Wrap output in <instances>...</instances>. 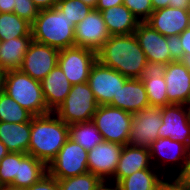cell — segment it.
Returning <instances> with one entry per match:
<instances>
[{
	"mask_svg": "<svg viewBox=\"0 0 190 190\" xmlns=\"http://www.w3.org/2000/svg\"><path fill=\"white\" fill-rule=\"evenodd\" d=\"M151 166L149 149L124 145L116 171L111 179H114L115 183H119L134 172L150 168Z\"/></svg>",
	"mask_w": 190,
	"mask_h": 190,
	"instance_id": "cell-20",
	"label": "cell"
},
{
	"mask_svg": "<svg viewBox=\"0 0 190 190\" xmlns=\"http://www.w3.org/2000/svg\"><path fill=\"white\" fill-rule=\"evenodd\" d=\"M123 4V0H98L95 7L98 11L109 9L110 7L119 6Z\"/></svg>",
	"mask_w": 190,
	"mask_h": 190,
	"instance_id": "cell-41",
	"label": "cell"
},
{
	"mask_svg": "<svg viewBox=\"0 0 190 190\" xmlns=\"http://www.w3.org/2000/svg\"><path fill=\"white\" fill-rule=\"evenodd\" d=\"M107 185H108L107 180H102L101 183L96 187L95 190H121L118 183H115L114 187L107 186Z\"/></svg>",
	"mask_w": 190,
	"mask_h": 190,
	"instance_id": "cell-45",
	"label": "cell"
},
{
	"mask_svg": "<svg viewBox=\"0 0 190 190\" xmlns=\"http://www.w3.org/2000/svg\"><path fill=\"white\" fill-rule=\"evenodd\" d=\"M56 7L63 12L70 21L77 25L93 9L82 0H59Z\"/></svg>",
	"mask_w": 190,
	"mask_h": 190,
	"instance_id": "cell-33",
	"label": "cell"
},
{
	"mask_svg": "<svg viewBox=\"0 0 190 190\" xmlns=\"http://www.w3.org/2000/svg\"><path fill=\"white\" fill-rule=\"evenodd\" d=\"M165 67L166 65L163 63L147 62L144 75L141 77L150 106L165 107L170 105L166 93V82L163 77Z\"/></svg>",
	"mask_w": 190,
	"mask_h": 190,
	"instance_id": "cell-21",
	"label": "cell"
},
{
	"mask_svg": "<svg viewBox=\"0 0 190 190\" xmlns=\"http://www.w3.org/2000/svg\"><path fill=\"white\" fill-rule=\"evenodd\" d=\"M69 138L87 151L103 142V136L92 121L69 125Z\"/></svg>",
	"mask_w": 190,
	"mask_h": 190,
	"instance_id": "cell-29",
	"label": "cell"
},
{
	"mask_svg": "<svg viewBox=\"0 0 190 190\" xmlns=\"http://www.w3.org/2000/svg\"><path fill=\"white\" fill-rule=\"evenodd\" d=\"M164 79L170 104L190 103V68L182 61H172L165 67Z\"/></svg>",
	"mask_w": 190,
	"mask_h": 190,
	"instance_id": "cell-15",
	"label": "cell"
},
{
	"mask_svg": "<svg viewBox=\"0 0 190 190\" xmlns=\"http://www.w3.org/2000/svg\"><path fill=\"white\" fill-rule=\"evenodd\" d=\"M179 39L182 43L184 55H190V26L179 35Z\"/></svg>",
	"mask_w": 190,
	"mask_h": 190,
	"instance_id": "cell-40",
	"label": "cell"
},
{
	"mask_svg": "<svg viewBox=\"0 0 190 190\" xmlns=\"http://www.w3.org/2000/svg\"><path fill=\"white\" fill-rule=\"evenodd\" d=\"M47 173L48 168L43 161L27 154L19 162L18 176L15 177L10 187L16 189L29 188Z\"/></svg>",
	"mask_w": 190,
	"mask_h": 190,
	"instance_id": "cell-26",
	"label": "cell"
},
{
	"mask_svg": "<svg viewBox=\"0 0 190 190\" xmlns=\"http://www.w3.org/2000/svg\"><path fill=\"white\" fill-rule=\"evenodd\" d=\"M47 168L48 173L56 179H66L87 173L89 172L88 151L68 138Z\"/></svg>",
	"mask_w": 190,
	"mask_h": 190,
	"instance_id": "cell-7",
	"label": "cell"
},
{
	"mask_svg": "<svg viewBox=\"0 0 190 190\" xmlns=\"http://www.w3.org/2000/svg\"><path fill=\"white\" fill-rule=\"evenodd\" d=\"M0 190H25V189H16V188H12V187H5Z\"/></svg>",
	"mask_w": 190,
	"mask_h": 190,
	"instance_id": "cell-50",
	"label": "cell"
},
{
	"mask_svg": "<svg viewBox=\"0 0 190 190\" xmlns=\"http://www.w3.org/2000/svg\"><path fill=\"white\" fill-rule=\"evenodd\" d=\"M75 26L56 6L39 10L38 16L31 24L32 39L58 50L73 47Z\"/></svg>",
	"mask_w": 190,
	"mask_h": 190,
	"instance_id": "cell-3",
	"label": "cell"
},
{
	"mask_svg": "<svg viewBox=\"0 0 190 190\" xmlns=\"http://www.w3.org/2000/svg\"><path fill=\"white\" fill-rule=\"evenodd\" d=\"M134 35L146 55L147 62L167 65L173 61L167 46V37L154 30L148 23L140 22Z\"/></svg>",
	"mask_w": 190,
	"mask_h": 190,
	"instance_id": "cell-17",
	"label": "cell"
},
{
	"mask_svg": "<svg viewBox=\"0 0 190 190\" xmlns=\"http://www.w3.org/2000/svg\"><path fill=\"white\" fill-rule=\"evenodd\" d=\"M178 178L181 179L183 182L190 184V149H188L185 169Z\"/></svg>",
	"mask_w": 190,
	"mask_h": 190,
	"instance_id": "cell-43",
	"label": "cell"
},
{
	"mask_svg": "<svg viewBox=\"0 0 190 190\" xmlns=\"http://www.w3.org/2000/svg\"><path fill=\"white\" fill-rule=\"evenodd\" d=\"M14 4L13 13L20 18L27 20L31 24L35 21L39 9L35 6L32 0H17Z\"/></svg>",
	"mask_w": 190,
	"mask_h": 190,
	"instance_id": "cell-35",
	"label": "cell"
},
{
	"mask_svg": "<svg viewBox=\"0 0 190 190\" xmlns=\"http://www.w3.org/2000/svg\"><path fill=\"white\" fill-rule=\"evenodd\" d=\"M75 46L97 52L111 36L107 30L102 14L96 9L80 21L74 30Z\"/></svg>",
	"mask_w": 190,
	"mask_h": 190,
	"instance_id": "cell-13",
	"label": "cell"
},
{
	"mask_svg": "<svg viewBox=\"0 0 190 190\" xmlns=\"http://www.w3.org/2000/svg\"><path fill=\"white\" fill-rule=\"evenodd\" d=\"M159 190H190V184L183 182L177 177H173L172 182L164 180Z\"/></svg>",
	"mask_w": 190,
	"mask_h": 190,
	"instance_id": "cell-39",
	"label": "cell"
},
{
	"mask_svg": "<svg viewBox=\"0 0 190 190\" xmlns=\"http://www.w3.org/2000/svg\"><path fill=\"white\" fill-rule=\"evenodd\" d=\"M41 85L46 106L51 112L62 104L72 87L58 64L41 80Z\"/></svg>",
	"mask_w": 190,
	"mask_h": 190,
	"instance_id": "cell-22",
	"label": "cell"
},
{
	"mask_svg": "<svg viewBox=\"0 0 190 190\" xmlns=\"http://www.w3.org/2000/svg\"><path fill=\"white\" fill-rule=\"evenodd\" d=\"M133 114L110 105H98L92 122L104 141L127 145Z\"/></svg>",
	"mask_w": 190,
	"mask_h": 190,
	"instance_id": "cell-6",
	"label": "cell"
},
{
	"mask_svg": "<svg viewBox=\"0 0 190 190\" xmlns=\"http://www.w3.org/2000/svg\"><path fill=\"white\" fill-rule=\"evenodd\" d=\"M123 4L133 13L139 22H146L153 12L151 0H123Z\"/></svg>",
	"mask_w": 190,
	"mask_h": 190,
	"instance_id": "cell-34",
	"label": "cell"
},
{
	"mask_svg": "<svg viewBox=\"0 0 190 190\" xmlns=\"http://www.w3.org/2000/svg\"><path fill=\"white\" fill-rule=\"evenodd\" d=\"M167 46L170 50V57L173 61H182L184 57V51L182 43L179 39V35H173L167 37Z\"/></svg>",
	"mask_w": 190,
	"mask_h": 190,
	"instance_id": "cell-36",
	"label": "cell"
},
{
	"mask_svg": "<svg viewBox=\"0 0 190 190\" xmlns=\"http://www.w3.org/2000/svg\"><path fill=\"white\" fill-rule=\"evenodd\" d=\"M32 40V36H23L2 41L0 47V67L5 71L20 69Z\"/></svg>",
	"mask_w": 190,
	"mask_h": 190,
	"instance_id": "cell-25",
	"label": "cell"
},
{
	"mask_svg": "<svg viewBox=\"0 0 190 190\" xmlns=\"http://www.w3.org/2000/svg\"><path fill=\"white\" fill-rule=\"evenodd\" d=\"M98 104L88 83L72 85L62 104L53 112L67 125L92 121Z\"/></svg>",
	"mask_w": 190,
	"mask_h": 190,
	"instance_id": "cell-5",
	"label": "cell"
},
{
	"mask_svg": "<svg viewBox=\"0 0 190 190\" xmlns=\"http://www.w3.org/2000/svg\"><path fill=\"white\" fill-rule=\"evenodd\" d=\"M146 23L165 37L180 35L190 26V10L169 6L160 8L151 13Z\"/></svg>",
	"mask_w": 190,
	"mask_h": 190,
	"instance_id": "cell-18",
	"label": "cell"
},
{
	"mask_svg": "<svg viewBox=\"0 0 190 190\" xmlns=\"http://www.w3.org/2000/svg\"><path fill=\"white\" fill-rule=\"evenodd\" d=\"M6 71L0 67V93L4 91V79Z\"/></svg>",
	"mask_w": 190,
	"mask_h": 190,
	"instance_id": "cell-46",
	"label": "cell"
},
{
	"mask_svg": "<svg viewBox=\"0 0 190 190\" xmlns=\"http://www.w3.org/2000/svg\"><path fill=\"white\" fill-rule=\"evenodd\" d=\"M182 62L190 68V55H184Z\"/></svg>",
	"mask_w": 190,
	"mask_h": 190,
	"instance_id": "cell-49",
	"label": "cell"
},
{
	"mask_svg": "<svg viewBox=\"0 0 190 190\" xmlns=\"http://www.w3.org/2000/svg\"><path fill=\"white\" fill-rule=\"evenodd\" d=\"M34 115L27 109L22 108L14 99L4 91L0 93V121L25 123L32 120Z\"/></svg>",
	"mask_w": 190,
	"mask_h": 190,
	"instance_id": "cell-30",
	"label": "cell"
},
{
	"mask_svg": "<svg viewBox=\"0 0 190 190\" xmlns=\"http://www.w3.org/2000/svg\"><path fill=\"white\" fill-rule=\"evenodd\" d=\"M151 163H156L157 159H161V163L166 166L170 163L172 170L177 169L176 173H171L173 177H179L185 169L188 155V148L178 142L174 141L171 138L163 137L157 138L152 142L151 147L149 148ZM176 175V176H175Z\"/></svg>",
	"mask_w": 190,
	"mask_h": 190,
	"instance_id": "cell-16",
	"label": "cell"
},
{
	"mask_svg": "<svg viewBox=\"0 0 190 190\" xmlns=\"http://www.w3.org/2000/svg\"><path fill=\"white\" fill-rule=\"evenodd\" d=\"M59 0H32L39 10L54 8Z\"/></svg>",
	"mask_w": 190,
	"mask_h": 190,
	"instance_id": "cell-42",
	"label": "cell"
},
{
	"mask_svg": "<svg viewBox=\"0 0 190 190\" xmlns=\"http://www.w3.org/2000/svg\"><path fill=\"white\" fill-rule=\"evenodd\" d=\"M128 78L118 71L104 66L98 60L93 64L88 84L98 105H108L113 98H117L120 88Z\"/></svg>",
	"mask_w": 190,
	"mask_h": 190,
	"instance_id": "cell-10",
	"label": "cell"
},
{
	"mask_svg": "<svg viewBox=\"0 0 190 190\" xmlns=\"http://www.w3.org/2000/svg\"><path fill=\"white\" fill-rule=\"evenodd\" d=\"M9 153L6 146L0 141V161Z\"/></svg>",
	"mask_w": 190,
	"mask_h": 190,
	"instance_id": "cell-47",
	"label": "cell"
},
{
	"mask_svg": "<svg viewBox=\"0 0 190 190\" xmlns=\"http://www.w3.org/2000/svg\"><path fill=\"white\" fill-rule=\"evenodd\" d=\"M151 3L153 11L168 6L181 8L183 10H190V0H151Z\"/></svg>",
	"mask_w": 190,
	"mask_h": 190,
	"instance_id": "cell-38",
	"label": "cell"
},
{
	"mask_svg": "<svg viewBox=\"0 0 190 190\" xmlns=\"http://www.w3.org/2000/svg\"><path fill=\"white\" fill-rule=\"evenodd\" d=\"M86 5L92 7L93 9H95L98 0H82Z\"/></svg>",
	"mask_w": 190,
	"mask_h": 190,
	"instance_id": "cell-48",
	"label": "cell"
},
{
	"mask_svg": "<svg viewBox=\"0 0 190 190\" xmlns=\"http://www.w3.org/2000/svg\"><path fill=\"white\" fill-rule=\"evenodd\" d=\"M59 52L57 48L32 40L20 70L31 78L41 81L58 64Z\"/></svg>",
	"mask_w": 190,
	"mask_h": 190,
	"instance_id": "cell-12",
	"label": "cell"
},
{
	"mask_svg": "<svg viewBox=\"0 0 190 190\" xmlns=\"http://www.w3.org/2000/svg\"><path fill=\"white\" fill-rule=\"evenodd\" d=\"M25 190H60L58 180L49 173Z\"/></svg>",
	"mask_w": 190,
	"mask_h": 190,
	"instance_id": "cell-37",
	"label": "cell"
},
{
	"mask_svg": "<svg viewBox=\"0 0 190 190\" xmlns=\"http://www.w3.org/2000/svg\"><path fill=\"white\" fill-rule=\"evenodd\" d=\"M134 114L149 107L150 103L141 78H128L120 88L117 98L108 104Z\"/></svg>",
	"mask_w": 190,
	"mask_h": 190,
	"instance_id": "cell-19",
	"label": "cell"
},
{
	"mask_svg": "<svg viewBox=\"0 0 190 190\" xmlns=\"http://www.w3.org/2000/svg\"><path fill=\"white\" fill-rule=\"evenodd\" d=\"M100 12L111 36L132 34L140 23L124 4Z\"/></svg>",
	"mask_w": 190,
	"mask_h": 190,
	"instance_id": "cell-23",
	"label": "cell"
},
{
	"mask_svg": "<svg viewBox=\"0 0 190 190\" xmlns=\"http://www.w3.org/2000/svg\"><path fill=\"white\" fill-rule=\"evenodd\" d=\"M123 145L103 141L88 151V170L101 180L111 179L116 171Z\"/></svg>",
	"mask_w": 190,
	"mask_h": 190,
	"instance_id": "cell-14",
	"label": "cell"
},
{
	"mask_svg": "<svg viewBox=\"0 0 190 190\" xmlns=\"http://www.w3.org/2000/svg\"><path fill=\"white\" fill-rule=\"evenodd\" d=\"M162 125L161 107L149 106L133 114L127 145L149 149Z\"/></svg>",
	"mask_w": 190,
	"mask_h": 190,
	"instance_id": "cell-9",
	"label": "cell"
},
{
	"mask_svg": "<svg viewBox=\"0 0 190 190\" xmlns=\"http://www.w3.org/2000/svg\"><path fill=\"white\" fill-rule=\"evenodd\" d=\"M31 121L25 123L1 122L0 141L9 152L28 153Z\"/></svg>",
	"mask_w": 190,
	"mask_h": 190,
	"instance_id": "cell-24",
	"label": "cell"
},
{
	"mask_svg": "<svg viewBox=\"0 0 190 190\" xmlns=\"http://www.w3.org/2000/svg\"><path fill=\"white\" fill-rule=\"evenodd\" d=\"M69 138V125L55 113L34 116L31 120L29 155L48 165Z\"/></svg>",
	"mask_w": 190,
	"mask_h": 190,
	"instance_id": "cell-2",
	"label": "cell"
},
{
	"mask_svg": "<svg viewBox=\"0 0 190 190\" xmlns=\"http://www.w3.org/2000/svg\"><path fill=\"white\" fill-rule=\"evenodd\" d=\"M4 92L34 116L51 113L46 106L41 81L31 78L20 69L6 71Z\"/></svg>",
	"mask_w": 190,
	"mask_h": 190,
	"instance_id": "cell-4",
	"label": "cell"
},
{
	"mask_svg": "<svg viewBox=\"0 0 190 190\" xmlns=\"http://www.w3.org/2000/svg\"><path fill=\"white\" fill-rule=\"evenodd\" d=\"M26 153L9 152L0 161V189L10 187L15 177L18 176L19 162Z\"/></svg>",
	"mask_w": 190,
	"mask_h": 190,
	"instance_id": "cell-31",
	"label": "cell"
},
{
	"mask_svg": "<svg viewBox=\"0 0 190 190\" xmlns=\"http://www.w3.org/2000/svg\"><path fill=\"white\" fill-rule=\"evenodd\" d=\"M96 61L97 52L78 46L61 49L58 55V65L72 85L87 83Z\"/></svg>",
	"mask_w": 190,
	"mask_h": 190,
	"instance_id": "cell-8",
	"label": "cell"
},
{
	"mask_svg": "<svg viewBox=\"0 0 190 190\" xmlns=\"http://www.w3.org/2000/svg\"><path fill=\"white\" fill-rule=\"evenodd\" d=\"M32 36L31 23L13 12L0 13V38L2 41Z\"/></svg>",
	"mask_w": 190,
	"mask_h": 190,
	"instance_id": "cell-28",
	"label": "cell"
},
{
	"mask_svg": "<svg viewBox=\"0 0 190 190\" xmlns=\"http://www.w3.org/2000/svg\"><path fill=\"white\" fill-rule=\"evenodd\" d=\"M162 125L158 138L168 137L190 149V109L188 105L170 104L161 107Z\"/></svg>",
	"mask_w": 190,
	"mask_h": 190,
	"instance_id": "cell-11",
	"label": "cell"
},
{
	"mask_svg": "<svg viewBox=\"0 0 190 190\" xmlns=\"http://www.w3.org/2000/svg\"><path fill=\"white\" fill-rule=\"evenodd\" d=\"M57 180L60 190H95L102 181L91 172Z\"/></svg>",
	"mask_w": 190,
	"mask_h": 190,
	"instance_id": "cell-32",
	"label": "cell"
},
{
	"mask_svg": "<svg viewBox=\"0 0 190 190\" xmlns=\"http://www.w3.org/2000/svg\"><path fill=\"white\" fill-rule=\"evenodd\" d=\"M156 166V164L155 167L152 165L150 168L139 170L122 179L118 183L121 190H159L164 181L165 172L160 176L157 170L155 171L159 168Z\"/></svg>",
	"mask_w": 190,
	"mask_h": 190,
	"instance_id": "cell-27",
	"label": "cell"
},
{
	"mask_svg": "<svg viewBox=\"0 0 190 190\" xmlns=\"http://www.w3.org/2000/svg\"><path fill=\"white\" fill-rule=\"evenodd\" d=\"M97 60L127 78H141L147 58L134 33L112 35L97 51Z\"/></svg>",
	"mask_w": 190,
	"mask_h": 190,
	"instance_id": "cell-1",
	"label": "cell"
},
{
	"mask_svg": "<svg viewBox=\"0 0 190 190\" xmlns=\"http://www.w3.org/2000/svg\"><path fill=\"white\" fill-rule=\"evenodd\" d=\"M14 3V0H0V13L13 12Z\"/></svg>",
	"mask_w": 190,
	"mask_h": 190,
	"instance_id": "cell-44",
	"label": "cell"
}]
</instances>
